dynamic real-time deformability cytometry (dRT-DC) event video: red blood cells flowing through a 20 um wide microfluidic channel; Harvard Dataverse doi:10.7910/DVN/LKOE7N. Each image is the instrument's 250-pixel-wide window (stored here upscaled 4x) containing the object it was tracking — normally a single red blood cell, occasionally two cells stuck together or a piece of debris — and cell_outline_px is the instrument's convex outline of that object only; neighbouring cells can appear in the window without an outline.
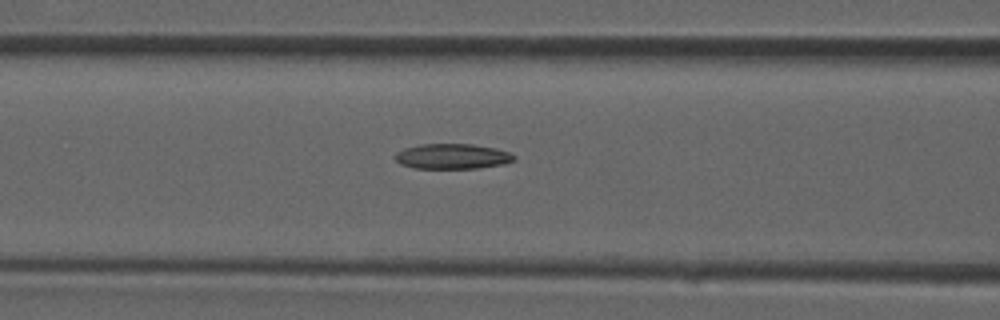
{"species": "common noctule bat (a hibernating species)", "species_latin": "Nyctalus noctula", "temperature_condition": "room temperature", "stored_images_in_passage": 23, "camera_frame_rate_fps": 3000, "um_per_image_px": 0.085, "animal": {"sex": "male", "forearm_length_mm": 52.5}, "frame": {"image": 1, "passage_image": 7, "time_ms": 2.0, "image_size_px": [1000, 320], "cell_outline_px": [[516, 160], [504, 164], [480, 168], [412, 168], [400, 164], [396, 160], [396, 152], [404, 148], [420, 144], [472, 144], [496, 148], [508, 152], [516, 156]], "centroid_in_image_um": [38.47, 13.29], "position_along_channel_um": 128.1, "area_um2": 17.57}}
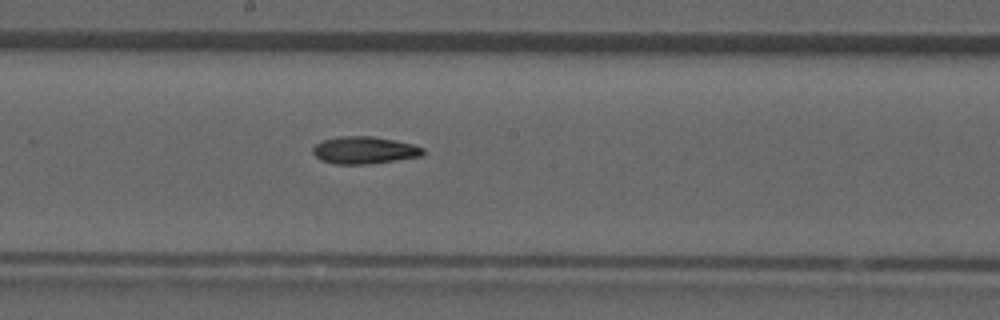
{"frame": {"image": 2, "passage_image": 12, "time_ms": 3.667, "image_size_px": [1000, 320], "cell_outline_px": [[424, 156], [368, 164], [336, 164], [320, 160], [312, 152], [312, 148], [316, 144], [324, 140], [340, 136], [372, 136], [412, 144], [424, 148]], "centroid_in_image_um": [30.97, 12.77], "position_along_channel_um": 217.2, "area_um2": 17.46}}
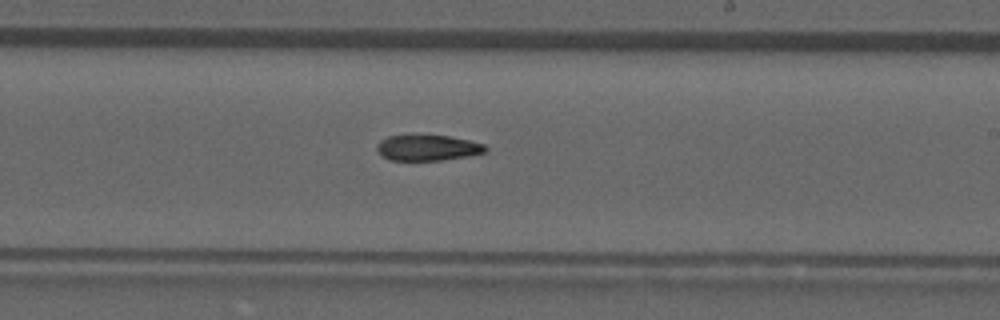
{"frame": {"image": 3, "passage_image": 14, "time_ms": 4.333, "image_size_px": [1000, 320], "cell_outline_px": [[488, 152], [468, 156], [440, 160], [388, 160], [380, 156], [376, 148], [376, 144], [380, 140], [388, 136], [448, 136], [468, 140], [484, 144], [488, 148]], "centroid_in_image_um": [36.34, 12.57], "position_along_channel_um": 252.7, "area_um2": 16.24}}